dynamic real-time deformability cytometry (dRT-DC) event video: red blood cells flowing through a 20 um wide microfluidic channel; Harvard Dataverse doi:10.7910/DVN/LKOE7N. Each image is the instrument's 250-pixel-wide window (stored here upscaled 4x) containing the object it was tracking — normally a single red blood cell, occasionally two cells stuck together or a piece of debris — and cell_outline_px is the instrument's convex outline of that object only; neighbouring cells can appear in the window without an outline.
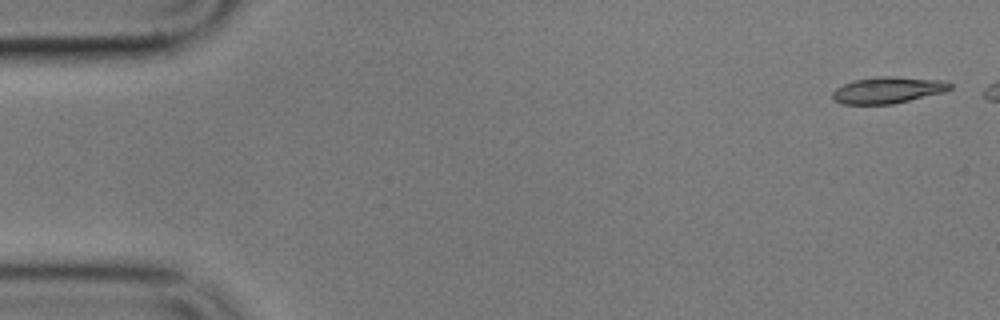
{"species": "common noctule bat (a hibernating species)", "species_latin": "Nyctalus noctula", "temperature_condition": "cold", "stored_images_in_passage": 7, "camera_frame_rate_fps": 3000, "um_per_image_px": 0.085, "animal": {"sex": "male", "body_mass_g": 17.9}, "frame": {"image": 1, "passage_image": 1, "time_ms": 0.0, "image_size_px": [1000, 320], "cell_outline_px": [[952, 88], [944, 92], [892, 104], [844, 104], [836, 100], [832, 96], [832, 92], [836, 88], [844, 84], [856, 80], [876, 76], [896, 76], [948, 80], [952, 84]], "centroid_in_image_um": [75.53, 7.64], "position_along_channel_um": 9.5, "area_um2": 18.21}}
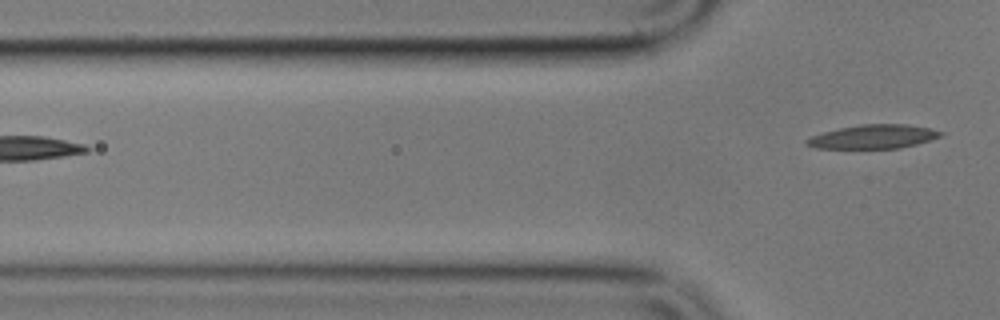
{"frame": {"image": 2, "passage_image": 7, "time_ms": 7.0, "image_size_px": [1000, 320], "cell_outline_px": [[944, 132], [940, 136], [916, 144], [900, 148], [816, 148], [804, 144], [804, 140], [812, 136], [824, 132], [840, 128], [860, 124], [908, 124], [928, 128]], "centroid_in_image_um": [74.2, 11.61], "position_along_channel_um": 51.6, "area_um2": 18.44}}